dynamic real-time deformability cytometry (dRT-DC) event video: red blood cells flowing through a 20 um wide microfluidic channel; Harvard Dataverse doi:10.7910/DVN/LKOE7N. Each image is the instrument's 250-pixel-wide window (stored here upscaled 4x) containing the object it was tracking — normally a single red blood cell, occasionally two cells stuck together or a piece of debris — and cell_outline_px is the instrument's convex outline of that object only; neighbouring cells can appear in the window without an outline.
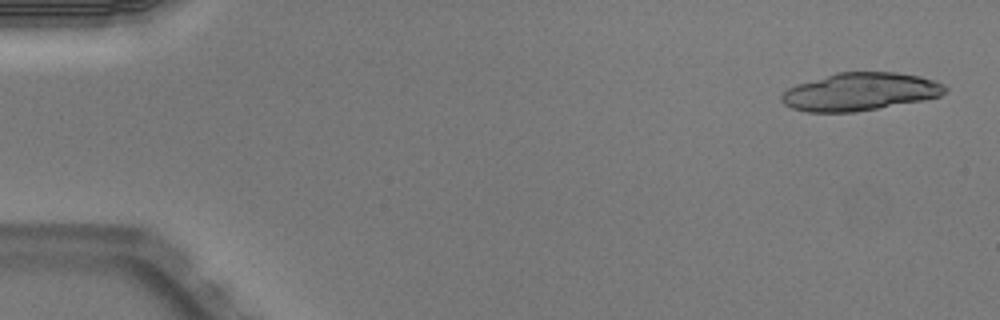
{"species": "Egyptian fruit bat (a non-hibernating species)", "species_latin": "Rousettus aegyptiacus", "temperature_condition": "warm", "stored_images_in_passage": 18, "camera_frame_rate_fps": 3000, "um_per_image_px": 0.085, "animal": {"sex": "male"}, "frame": {"image": 1, "passage_image": 2, "time_ms": 0.333, "image_size_px": [1000, 320], "cell_outline_px": [[948, 88], [940, 96], [924, 100], [856, 112], [808, 112], [792, 108], [784, 104], [780, 100], [780, 96], [788, 88], [796, 84], [836, 72], [896, 72], [920, 76], [936, 80], [944, 84]], "centroid_in_image_um": [73.11, 7.79], "position_along_channel_um": 11.9, "area_um2": 36.24}}